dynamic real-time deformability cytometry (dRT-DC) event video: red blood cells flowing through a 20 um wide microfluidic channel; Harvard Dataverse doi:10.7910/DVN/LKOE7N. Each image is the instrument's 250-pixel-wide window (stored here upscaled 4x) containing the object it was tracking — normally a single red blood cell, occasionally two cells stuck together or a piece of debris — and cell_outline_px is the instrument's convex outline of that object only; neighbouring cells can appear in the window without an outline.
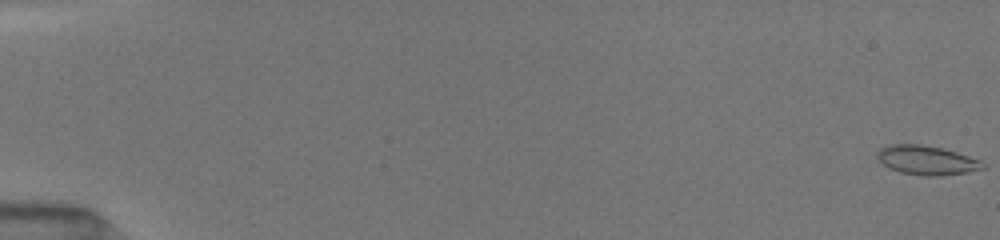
{"species": "common noctule bat (a hibernating species)", "species_latin": "Nyctalus noctula", "temperature_condition": "room temperature", "stored_images_in_passage": 31, "camera_frame_rate_fps": 3000, "um_per_image_px": 0.085, "animal": {"sex": "female", "body_mass_g": 19.5, "forearm_length_mm": 54.1}, "frame": {"image": 1, "passage_image": 1, "time_ms": 0.0, "image_size_px": [1000, 240], "cell_outline_px": [[984, 168], [968, 172], [940, 176], [924, 176], [900, 172], [888, 168], [876, 156], [876, 152], [880, 148], [892, 144], [920, 144], [940, 148], [956, 152], [980, 160], [984, 164]], "centroid_in_image_um": [78.75, 13.62], "position_along_channel_um": 6.3, "area_um2": 17.86}}
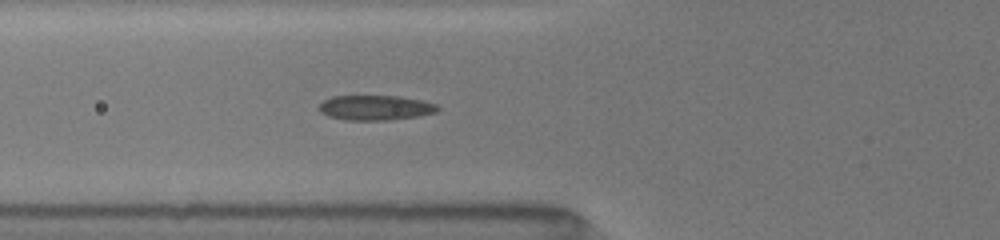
{"frame": {"image": 2, "passage_image": 25, "time_ms": 6.667, "image_size_px": [1000, 240], "cell_outline_px": [[440, 108], [436, 112], [420, 116], [388, 120], [344, 120], [328, 116], [320, 112], [320, 104], [324, 100], [332, 96], [396, 96], [420, 100], [436, 104]], "centroid_in_image_um": [31.91, 9.16], "position_along_channel_um": 93.9, "area_um2": 17.17}}
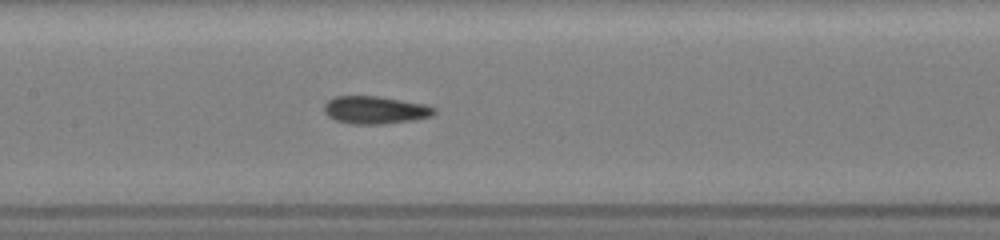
{"frame": {"image": 3, "passage_image": 31, "time_ms": 8.667, "image_size_px": [1000, 240], "cell_outline_px": [[436, 112], [432, 116], [416, 120], [384, 124], [352, 124], [336, 120], [328, 116], [324, 112], [324, 104], [328, 100], [336, 96], [380, 96], [424, 104], [436, 108]], "centroid_in_image_um": [31.91, 9.35], "position_along_channel_um": 175.5, "area_um2": 17.92}}